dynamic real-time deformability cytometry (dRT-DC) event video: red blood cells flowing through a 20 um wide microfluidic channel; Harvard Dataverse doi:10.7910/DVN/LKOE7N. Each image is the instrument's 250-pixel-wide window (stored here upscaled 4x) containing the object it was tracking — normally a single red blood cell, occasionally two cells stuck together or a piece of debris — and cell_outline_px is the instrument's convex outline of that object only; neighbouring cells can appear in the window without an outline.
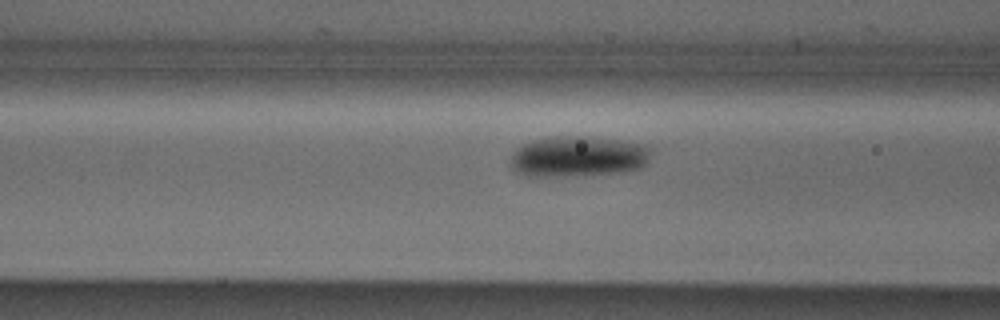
{"species": "Egyptian fruit bat (a non-hibernating species)", "species_latin": "Rousettus aegyptiacus", "temperature_condition": "cold", "stored_images_in_passage": 30, "camera_frame_rate_fps": 3000, "um_per_image_px": 0.085, "animal": {"sex": "male"}, "frame": {"image": 1, "passage_image": 5, "time_ms": 1.333, "image_size_px": [1000, 320], "cell_outline_px": [[652, 152], [648, 160], [640, 168], [624, 172], [552, 176], [528, 176], [512, 168], [512, 156], [516, 148], [532, 140], [548, 136], [588, 136], [620, 140], [644, 144]], "centroid_in_image_um": [49.16, 13.27], "position_along_channel_um": 117.4, "area_um2": 33.18}}
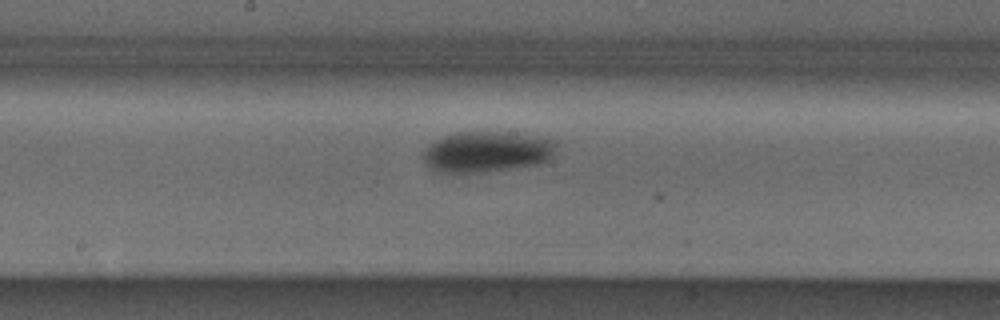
{"frame": {"image": 2, "passage_image": 12, "time_ms": 3.667, "image_size_px": [1000, 320], "cell_outline_px": [[556, 144], [552, 156], [548, 160], [536, 164], [484, 172], [436, 172], [424, 164], [424, 152], [428, 144], [432, 140], [456, 132], [504, 132], [536, 136], [556, 140]], "centroid_in_image_um": [41.34, 12.89], "position_along_channel_um": 206.9, "area_um2": 31.62}}
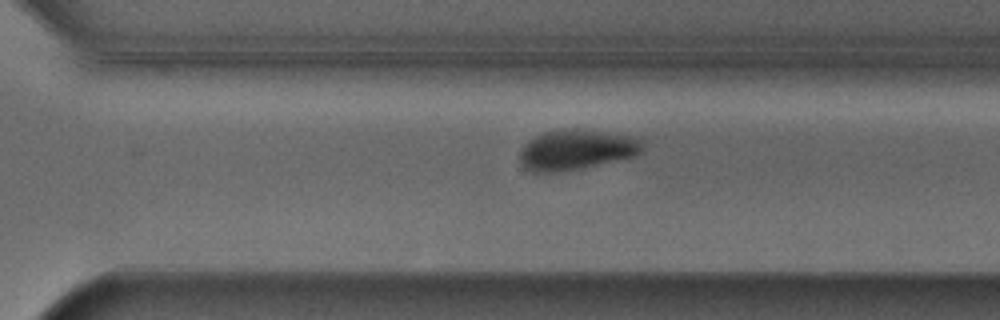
{"frame": {"image": 3, "passage_image": 21, "time_ms": 6.667, "image_size_px": [1000, 320], "cell_outline_px": [[644, 148], [636, 156], [580, 168], [552, 172], [532, 172], [524, 168], [520, 164], [520, 152], [524, 144], [528, 140], [544, 132], [560, 128], [580, 128], [640, 136]], "centroid_in_image_um": [49.02, 12.69], "position_along_channel_um": 321.6, "area_um2": 29.25}}